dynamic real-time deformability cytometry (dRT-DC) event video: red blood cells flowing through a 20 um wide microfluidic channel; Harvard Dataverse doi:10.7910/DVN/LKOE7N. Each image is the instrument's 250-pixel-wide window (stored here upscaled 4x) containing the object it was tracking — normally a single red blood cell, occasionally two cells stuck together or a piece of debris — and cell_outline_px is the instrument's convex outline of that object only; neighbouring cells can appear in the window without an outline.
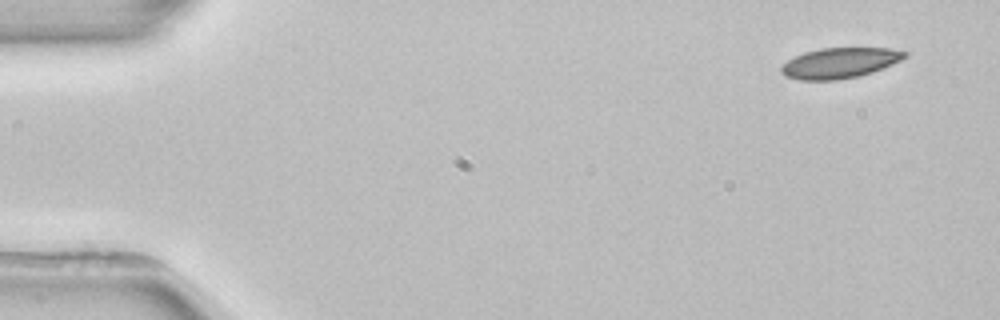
{"species": "common noctule bat (a hibernating species)", "species_latin": "Nyctalus noctula", "temperature_condition": "room temperature", "stored_images_in_passage": 4, "camera_frame_rate_fps": 3000, "um_per_image_px": 0.085, "animal": {"sex": "female", "body_mass_g": 22.7, "forearm_length_mm": 54.2}, "frame": {"image": 1, "passage_image": 1, "time_ms": 0.0, "image_size_px": [1000, 320], "cell_outline_px": [[908, 56], [892, 64], [872, 72], [840, 80], [800, 80], [784, 76], [780, 72], [780, 68], [788, 60], [804, 52], [820, 48], [892, 48], [908, 52]], "centroid_in_image_um": [71.37, 5.35], "position_along_channel_um": 13.6, "area_um2": 21.91}}
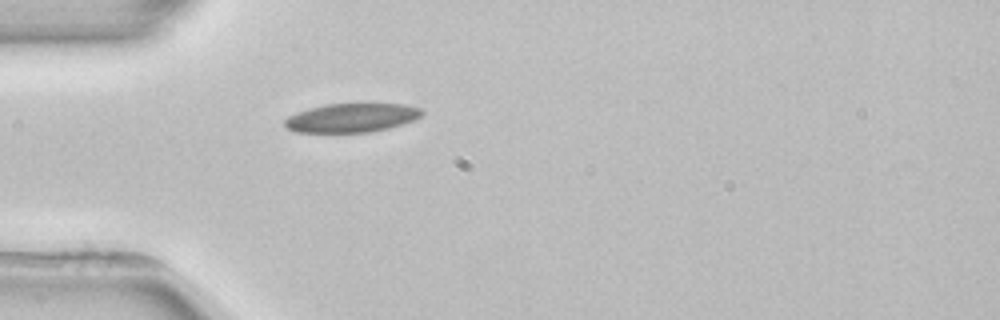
{"frame": {"image": 2, "passage_image": 4, "time_ms": 4.0, "image_size_px": [1000, 320], "cell_outline_px": [[424, 116], [416, 120], [404, 124], [372, 132], [292, 132], [284, 124], [284, 120], [288, 116], [308, 108], [328, 104], [408, 104], [420, 108], [424, 112]], "centroid_in_image_um": [29.94, 10.01], "position_along_channel_um": 55.1, "area_um2": 23.29}}